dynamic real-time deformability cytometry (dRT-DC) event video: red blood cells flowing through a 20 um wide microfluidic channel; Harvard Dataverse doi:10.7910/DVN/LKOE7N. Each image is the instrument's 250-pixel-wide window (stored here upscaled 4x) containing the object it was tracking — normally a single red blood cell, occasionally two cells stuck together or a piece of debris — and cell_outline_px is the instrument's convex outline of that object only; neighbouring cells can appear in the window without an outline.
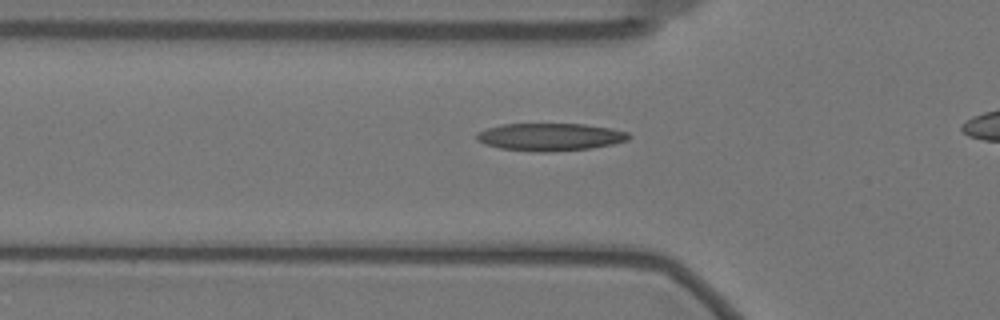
{"species": "Egyptian fruit bat (a non-hibernating species)", "species_latin": "Rousettus aegyptiacus", "temperature_condition": "warm", "stored_images_in_passage": 43, "camera_frame_rate_fps": 3000, "um_per_image_px": 0.085, "animal": {"sex": "female"}, "frame": {"image": 1, "passage_image": 12, "time_ms": 3.667, "image_size_px": [1000, 320], "cell_outline_px": [[632, 136], [628, 140], [612, 144], [592, 148], [548, 152], [540, 152], [500, 148], [484, 144], [476, 140], [476, 132], [500, 124], [584, 124], [612, 128], [628, 132]], "centroid_in_image_um": [46.76, 11.63], "position_along_channel_um": 79.0, "area_um2": 24.57}}
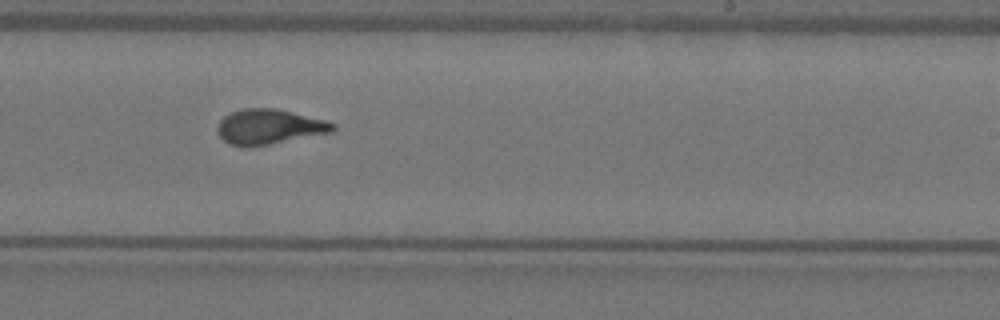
{"frame": {"image": 2, "passage_image": 28, "time_ms": 9.0, "image_size_px": [1000, 320], "cell_outline_px": [[336, 128], [332, 132], [268, 144], [228, 144], [216, 132], [216, 128], [220, 120], [224, 116], [232, 112], [244, 108], [276, 108], [324, 120], [336, 124]], "centroid_in_image_um": [22.88, 10.74], "position_along_channel_um": 266.1, "area_um2": 22.95}}
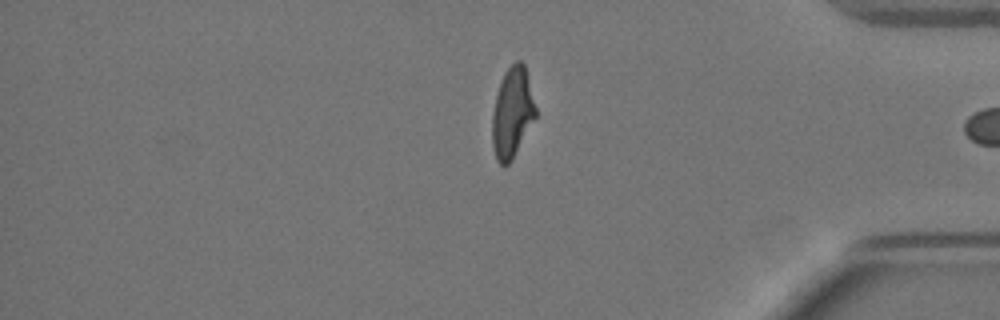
{"frame": {"image": 3, "passage_image": 41, "time_ms": 13.333, "image_size_px": [1000, 320], "cell_outline_px": [[536, 116], [512, 160], [504, 168], [496, 160], [492, 148], [492, 112], [496, 96], [504, 72], [516, 60], [520, 60], [524, 64], [536, 108]], "centroid_in_image_um": [43.52, 9.62], "position_along_channel_um": 391.7, "area_um2": 22.77}, "authors_computed_cell_mechanics": {"area_um2": 23.409, "velocity_mm_per_s": 3.4976, "shape_relaxation_time_tau1_ms": 5.6777, "shape_relaxation_time_tau2_ms": 1.0346, "deformation_change_tau1": 0.2308, "deformation_change_tau2": 0.0837}}